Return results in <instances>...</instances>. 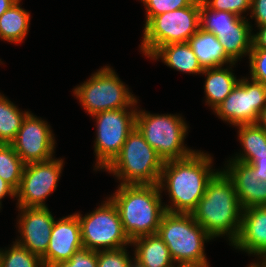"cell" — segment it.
I'll use <instances>...</instances> for the list:
<instances>
[{"instance_id":"1","label":"cell","mask_w":266,"mask_h":267,"mask_svg":"<svg viewBox=\"0 0 266 267\" xmlns=\"http://www.w3.org/2000/svg\"><path fill=\"white\" fill-rule=\"evenodd\" d=\"M212 159L209 154L193 152L182 159L164 161L159 187L167 184L172 206L165 205V210L173 213H192L203 197L208 182L218 172L211 169Z\"/></svg>"},{"instance_id":"2","label":"cell","mask_w":266,"mask_h":267,"mask_svg":"<svg viewBox=\"0 0 266 267\" xmlns=\"http://www.w3.org/2000/svg\"><path fill=\"white\" fill-rule=\"evenodd\" d=\"M242 213L232 180L224 171H218L191 214L212 238L228 233L233 243L240 231Z\"/></svg>"},{"instance_id":"3","label":"cell","mask_w":266,"mask_h":267,"mask_svg":"<svg viewBox=\"0 0 266 267\" xmlns=\"http://www.w3.org/2000/svg\"><path fill=\"white\" fill-rule=\"evenodd\" d=\"M159 184L121 185L110 199L117 207L130 241L157 234L166 210L161 202Z\"/></svg>"},{"instance_id":"4","label":"cell","mask_w":266,"mask_h":267,"mask_svg":"<svg viewBox=\"0 0 266 267\" xmlns=\"http://www.w3.org/2000/svg\"><path fill=\"white\" fill-rule=\"evenodd\" d=\"M164 161L135 127L120 153L105 168L122 179L121 185L158 184Z\"/></svg>"},{"instance_id":"5","label":"cell","mask_w":266,"mask_h":267,"mask_svg":"<svg viewBox=\"0 0 266 267\" xmlns=\"http://www.w3.org/2000/svg\"><path fill=\"white\" fill-rule=\"evenodd\" d=\"M157 234L168 247L173 262L208 264L204 241L212 237L195 221L192 214L166 211Z\"/></svg>"},{"instance_id":"6","label":"cell","mask_w":266,"mask_h":267,"mask_svg":"<svg viewBox=\"0 0 266 267\" xmlns=\"http://www.w3.org/2000/svg\"><path fill=\"white\" fill-rule=\"evenodd\" d=\"M201 0L190 6L154 16L144 27L141 50L150 57L159 47L185 43L200 28Z\"/></svg>"},{"instance_id":"7","label":"cell","mask_w":266,"mask_h":267,"mask_svg":"<svg viewBox=\"0 0 266 267\" xmlns=\"http://www.w3.org/2000/svg\"><path fill=\"white\" fill-rule=\"evenodd\" d=\"M135 110L136 128L163 161L182 159L194 152L183 145L188 127L182 117Z\"/></svg>"},{"instance_id":"8","label":"cell","mask_w":266,"mask_h":267,"mask_svg":"<svg viewBox=\"0 0 266 267\" xmlns=\"http://www.w3.org/2000/svg\"><path fill=\"white\" fill-rule=\"evenodd\" d=\"M74 94L91 116L106 110L129 108L137 103V99L107 66L77 86Z\"/></svg>"},{"instance_id":"9","label":"cell","mask_w":266,"mask_h":267,"mask_svg":"<svg viewBox=\"0 0 266 267\" xmlns=\"http://www.w3.org/2000/svg\"><path fill=\"white\" fill-rule=\"evenodd\" d=\"M75 214L80 222L83 248L100 251L103 247L102 250H110L131 243L124 231L117 207L110 198L85 217L80 213Z\"/></svg>"},{"instance_id":"10","label":"cell","mask_w":266,"mask_h":267,"mask_svg":"<svg viewBox=\"0 0 266 267\" xmlns=\"http://www.w3.org/2000/svg\"><path fill=\"white\" fill-rule=\"evenodd\" d=\"M125 109L106 110L96 117L97 137L94 152L97 168H106L120 153L128 134L136 127V111Z\"/></svg>"},{"instance_id":"11","label":"cell","mask_w":266,"mask_h":267,"mask_svg":"<svg viewBox=\"0 0 266 267\" xmlns=\"http://www.w3.org/2000/svg\"><path fill=\"white\" fill-rule=\"evenodd\" d=\"M265 106L266 85L253 79L251 82L241 79L214 112L235 126L256 124Z\"/></svg>"},{"instance_id":"12","label":"cell","mask_w":266,"mask_h":267,"mask_svg":"<svg viewBox=\"0 0 266 267\" xmlns=\"http://www.w3.org/2000/svg\"><path fill=\"white\" fill-rule=\"evenodd\" d=\"M62 167L63 160L54 158L26 164L16 191L18 207H46L44 200L56 189Z\"/></svg>"},{"instance_id":"13","label":"cell","mask_w":266,"mask_h":267,"mask_svg":"<svg viewBox=\"0 0 266 267\" xmlns=\"http://www.w3.org/2000/svg\"><path fill=\"white\" fill-rule=\"evenodd\" d=\"M224 172L232 180L243 209L266 206V158L251 159L247 164L232 160Z\"/></svg>"},{"instance_id":"14","label":"cell","mask_w":266,"mask_h":267,"mask_svg":"<svg viewBox=\"0 0 266 267\" xmlns=\"http://www.w3.org/2000/svg\"><path fill=\"white\" fill-rule=\"evenodd\" d=\"M49 127L30 112L24 118L11 145L25 165L53 159L55 141Z\"/></svg>"},{"instance_id":"15","label":"cell","mask_w":266,"mask_h":267,"mask_svg":"<svg viewBox=\"0 0 266 267\" xmlns=\"http://www.w3.org/2000/svg\"><path fill=\"white\" fill-rule=\"evenodd\" d=\"M19 231L22 241H16L20 246L42 258L48 249L50 236L55 222L48 207H19Z\"/></svg>"},{"instance_id":"16","label":"cell","mask_w":266,"mask_h":267,"mask_svg":"<svg viewBox=\"0 0 266 267\" xmlns=\"http://www.w3.org/2000/svg\"><path fill=\"white\" fill-rule=\"evenodd\" d=\"M83 248L80 222L76 214L60 218L53 224L50 243L41 258L44 267H52L60 261H68Z\"/></svg>"},{"instance_id":"17","label":"cell","mask_w":266,"mask_h":267,"mask_svg":"<svg viewBox=\"0 0 266 267\" xmlns=\"http://www.w3.org/2000/svg\"><path fill=\"white\" fill-rule=\"evenodd\" d=\"M232 245L249 254H266V206L243 209L240 231Z\"/></svg>"},{"instance_id":"18","label":"cell","mask_w":266,"mask_h":267,"mask_svg":"<svg viewBox=\"0 0 266 267\" xmlns=\"http://www.w3.org/2000/svg\"><path fill=\"white\" fill-rule=\"evenodd\" d=\"M188 44L203 69L222 67L225 63L235 64L225 53L218 37L212 32L203 30L201 27L188 40Z\"/></svg>"},{"instance_id":"19","label":"cell","mask_w":266,"mask_h":267,"mask_svg":"<svg viewBox=\"0 0 266 267\" xmlns=\"http://www.w3.org/2000/svg\"><path fill=\"white\" fill-rule=\"evenodd\" d=\"M136 245L134 262L141 267H174L169 249L158 234L131 241Z\"/></svg>"},{"instance_id":"20","label":"cell","mask_w":266,"mask_h":267,"mask_svg":"<svg viewBox=\"0 0 266 267\" xmlns=\"http://www.w3.org/2000/svg\"><path fill=\"white\" fill-rule=\"evenodd\" d=\"M151 57L153 59L161 57L166 65L177 71L190 74H200L204 71L188 42L163 45Z\"/></svg>"},{"instance_id":"21","label":"cell","mask_w":266,"mask_h":267,"mask_svg":"<svg viewBox=\"0 0 266 267\" xmlns=\"http://www.w3.org/2000/svg\"><path fill=\"white\" fill-rule=\"evenodd\" d=\"M202 74L207 75L204 87L206 103L214 110L230 95L239 79L237 80L228 68L222 67L204 69Z\"/></svg>"},{"instance_id":"22","label":"cell","mask_w":266,"mask_h":267,"mask_svg":"<svg viewBox=\"0 0 266 267\" xmlns=\"http://www.w3.org/2000/svg\"><path fill=\"white\" fill-rule=\"evenodd\" d=\"M30 14L15 2L0 16V38L8 42H22L28 32Z\"/></svg>"},{"instance_id":"23","label":"cell","mask_w":266,"mask_h":267,"mask_svg":"<svg viewBox=\"0 0 266 267\" xmlns=\"http://www.w3.org/2000/svg\"><path fill=\"white\" fill-rule=\"evenodd\" d=\"M238 128L244 154H240L231 160L247 164L251 159L266 158V131L257 123L238 125Z\"/></svg>"},{"instance_id":"24","label":"cell","mask_w":266,"mask_h":267,"mask_svg":"<svg viewBox=\"0 0 266 267\" xmlns=\"http://www.w3.org/2000/svg\"><path fill=\"white\" fill-rule=\"evenodd\" d=\"M251 26L242 17L237 23L233 24V29L224 33L219 39L225 53L236 63L244 54H249L252 48Z\"/></svg>"},{"instance_id":"25","label":"cell","mask_w":266,"mask_h":267,"mask_svg":"<svg viewBox=\"0 0 266 267\" xmlns=\"http://www.w3.org/2000/svg\"><path fill=\"white\" fill-rule=\"evenodd\" d=\"M29 112L19 109L0 94V144H11Z\"/></svg>"},{"instance_id":"26","label":"cell","mask_w":266,"mask_h":267,"mask_svg":"<svg viewBox=\"0 0 266 267\" xmlns=\"http://www.w3.org/2000/svg\"><path fill=\"white\" fill-rule=\"evenodd\" d=\"M241 18L231 12L210 10L201 0L200 27L214 33L218 38L233 29V24Z\"/></svg>"},{"instance_id":"27","label":"cell","mask_w":266,"mask_h":267,"mask_svg":"<svg viewBox=\"0 0 266 267\" xmlns=\"http://www.w3.org/2000/svg\"><path fill=\"white\" fill-rule=\"evenodd\" d=\"M25 164L11 144H0V177L18 190Z\"/></svg>"},{"instance_id":"28","label":"cell","mask_w":266,"mask_h":267,"mask_svg":"<svg viewBox=\"0 0 266 267\" xmlns=\"http://www.w3.org/2000/svg\"><path fill=\"white\" fill-rule=\"evenodd\" d=\"M1 267H44L42 259L14 242L10 250H0Z\"/></svg>"},{"instance_id":"29","label":"cell","mask_w":266,"mask_h":267,"mask_svg":"<svg viewBox=\"0 0 266 267\" xmlns=\"http://www.w3.org/2000/svg\"><path fill=\"white\" fill-rule=\"evenodd\" d=\"M146 6V23L154 17L166 12L190 6L195 0H141Z\"/></svg>"},{"instance_id":"30","label":"cell","mask_w":266,"mask_h":267,"mask_svg":"<svg viewBox=\"0 0 266 267\" xmlns=\"http://www.w3.org/2000/svg\"><path fill=\"white\" fill-rule=\"evenodd\" d=\"M98 267H130V260L124 247L97 251Z\"/></svg>"},{"instance_id":"31","label":"cell","mask_w":266,"mask_h":267,"mask_svg":"<svg viewBox=\"0 0 266 267\" xmlns=\"http://www.w3.org/2000/svg\"><path fill=\"white\" fill-rule=\"evenodd\" d=\"M252 0H202L213 11L231 12L238 17L248 9H251Z\"/></svg>"},{"instance_id":"32","label":"cell","mask_w":266,"mask_h":267,"mask_svg":"<svg viewBox=\"0 0 266 267\" xmlns=\"http://www.w3.org/2000/svg\"><path fill=\"white\" fill-rule=\"evenodd\" d=\"M249 59L251 79L266 85V49L251 48Z\"/></svg>"},{"instance_id":"33","label":"cell","mask_w":266,"mask_h":267,"mask_svg":"<svg viewBox=\"0 0 266 267\" xmlns=\"http://www.w3.org/2000/svg\"><path fill=\"white\" fill-rule=\"evenodd\" d=\"M52 267H98L97 251L82 248L76 251L68 261H60Z\"/></svg>"},{"instance_id":"34","label":"cell","mask_w":266,"mask_h":267,"mask_svg":"<svg viewBox=\"0 0 266 267\" xmlns=\"http://www.w3.org/2000/svg\"><path fill=\"white\" fill-rule=\"evenodd\" d=\"M250 10L251 18H255L257 26L266 25V0H252Z\"/></svg>"},{"instance_id":"35","label":"cell","mask_w":266,"mask_h":267,"mask_svg":"<svg viewBox=\"0 0 266 267\" xmlns=\"http://www.w3.org/2000/svg\"><path fill=\"white\" fill-rule=\"evenodd\" d=\"M259 32L252 35V48L266 49V25L258 26Z\"/></svg>"},{"instance_id":"36","label":"cell","mask_w":266,"mask_h":267,"mask_svg":"<svg viewBox=\"0 0 266 267\" xmlns=\"http://www.w3.org/2000/svg\"><path fill=\"white\" fill-rule=\"evenodd\" d=\"M6 194L10 195L11 197H16V191L4 179L0 177V200Z\"/></svg>"},{"instance_id":"37","label":"cell","mask_w":266,"mask_h":267,"mask_svg":"<svg viewBox=\"0 0 266 267\" xmlns=\"http://www.w3.org/2000/svg\"><path fill=\"white\" fill-rule=\"evenodd\" d=\"M18 0H0V16Z\"/></svg>"},{"instance_id":"38","label":"cell","mask_w":266,"mask_h":267,"mask_svg":"<svg viewBox=\"0 0 266 267\" xmlns=\"http://www.w3.org/2000/svg\"><path fill=\"white\" fill-rule=\"evenodd\" d=\"M257 124L266 131V106L262 109Z\"/></svg>"},{"instance_id":"39","label":"cell","mask_w":266,"mask_h":267,"mask_svg":"<svg viewBox=\"0 0 266 267\" xmlns=\"http://www.w3.org/2000/svg\"><path fill=\"white\" fill-rule=\"evenodd\" d=\"M177 267H209V265L201 263H179Z\"/></svg>"},{"instance_id":"40","label":"cell","mask_w":266,"mask_h":267,"mask_svg":"<svg viewBox=\"0 0 266 267\" xmlns=\"http://www.w3.org/2000/svg\"><path fill=\"white\" fill-rule=\"evenodd\" d=\"M260 256L264 257L263 262L261 265H259V263L256 264H258L259 267H266V254H260Z\"/></svg>"},{"instance_id":"41","label":"cell","mask_w":266,"mask_h":267,"mask_svg":"<svg viewBox=\"0 0 266 267\" xmlns=\"http://www.w3.org/2000/svg\"><path fill=\"white\" fill-rule=\"evenodd\" d=\"M130 267H141V266H139L138 264H136V263L134 262V264L132 263V265H131Z\"/></svg>"},{"instance_id":"42","label":"cell","mask_w":266,"mask_h":267,"mask_svg":"<svg viewBox=\"0 0 266 267\" xmlns=\"http://www.w3.org/2000/svg\"><path fill=\"white\" fill-rule=\"evenodd\" d=\"M249 267H259L258 264H251Z\"/></svg>"}]
</instances>
